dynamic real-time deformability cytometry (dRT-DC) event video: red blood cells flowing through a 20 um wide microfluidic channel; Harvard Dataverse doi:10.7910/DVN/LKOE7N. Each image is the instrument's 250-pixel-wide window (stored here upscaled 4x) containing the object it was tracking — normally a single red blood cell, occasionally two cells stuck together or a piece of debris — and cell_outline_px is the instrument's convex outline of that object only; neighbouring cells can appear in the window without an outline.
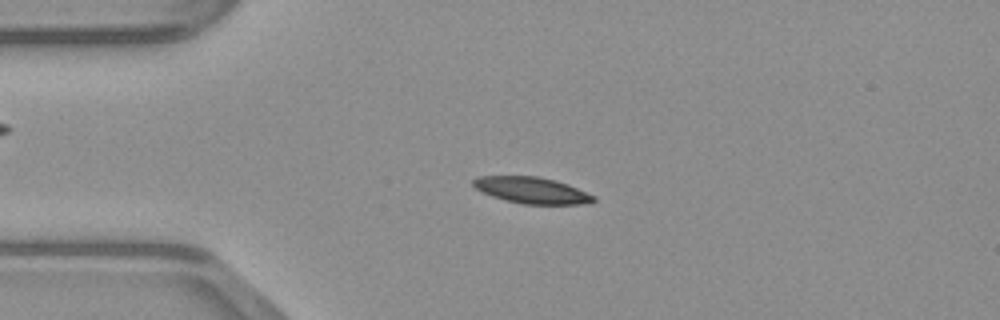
{"species": "common noctule bat (a hibernating species)", "species_latin": "Nyctalus noctula", "temperature_condition": "warm", "stored_images_in_passage": 48, "camera_frame_rate_fps": 3000, "um_per_image_px": 0.085, "animal": {"sex": "male", "body_mass_g": 23.1, "forearm_length_mm": 52.7}, "frame": {"image": 1, "passage_image": 11, "time_ms": 3.333, "image_size_px": [1000, 320], "cell_outline_px": [[596, 200], [592, 204], [524, 204], [504, 200], [492, 196], [476, 188], [472, 184], [472, 180], [480, 176], [536, 176], [568, 184], [596, 196]], "centroid_in_image_um": [45.24, 16.18], "position_along_channel_um": 39.8, "area_um2": 18.44}}
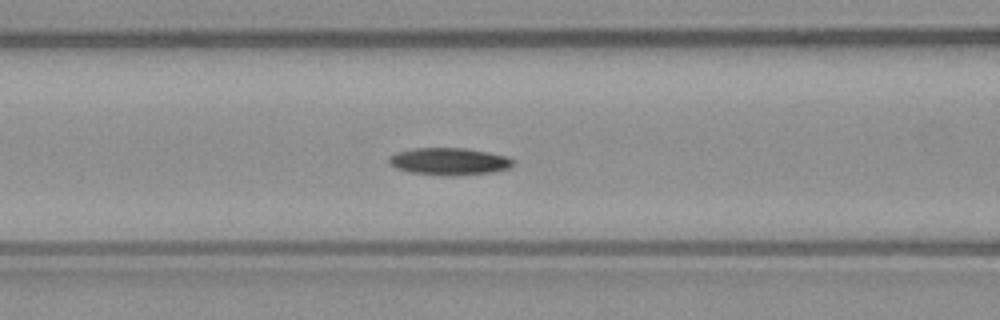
{"frame": {"image": 2, "passage_image": 19, "time_ms": 6.0, "image_size_px": [1000, 320], "cell_outline_px": [[512, 164], [508, 168], [496, 172], [452, 176], [444, 176], [412, 172], [396, 168], [388, 164], [388, 160], [396, 152], [416, 148], [464, 148], [488, 152], [504, 156], [512, 160]], "centroid_in_image_um": [38.16, 13.73], "position_along_channel_um": 128.4, "area_um2": 19.54}}
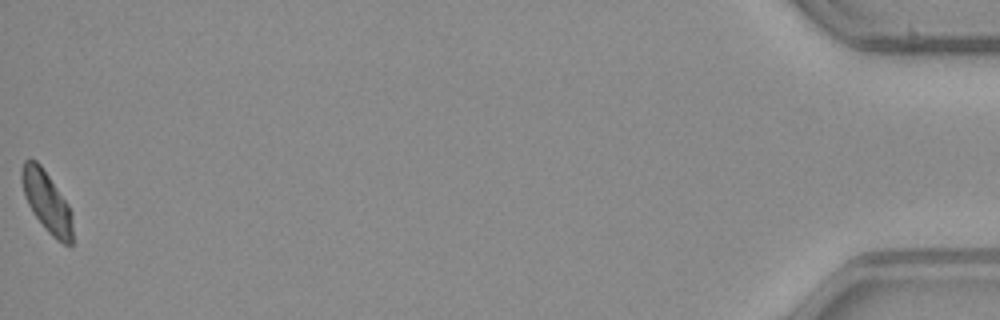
{"frame": {"image": 3, "passage_image": 48, "time_ms": 15.667, "image_size_px": [1000, 320], "cell_outline_px": [[72, 248], [56, 240], [48, 232], [32, 212], [28, 204], [24, 192], [20, 176], [20, 168], [24, 160], [36, 160], [40, 164], [68, 204], [72, 212]], "centroid_in_image_um": [3.98, 17.17], "position_along_channel_um": 431.2, "area_um2": 18.03}}